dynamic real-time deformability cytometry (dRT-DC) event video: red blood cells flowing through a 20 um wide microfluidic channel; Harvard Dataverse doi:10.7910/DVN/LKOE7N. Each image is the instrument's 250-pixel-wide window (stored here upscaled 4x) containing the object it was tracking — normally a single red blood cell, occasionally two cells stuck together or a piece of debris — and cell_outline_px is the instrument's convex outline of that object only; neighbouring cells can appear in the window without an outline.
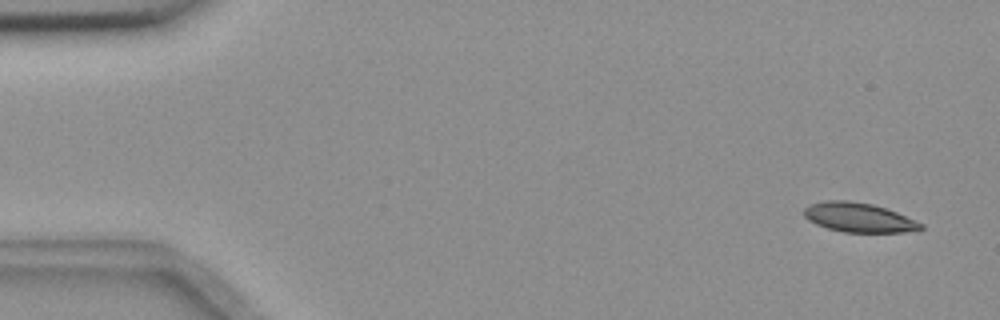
{"species": "common noctule bat (a hibernating species)", "species_latin": "Nyctalus noctula", "temperature_condition": "room temperature", "stored_images_in_passage": 6, "camera_frame_rate_fps": 3000, "um_per_image_px": 0.085, "animal": {"sex": "female", "body_mass_g": 18.4}, "frame": {"image": 1, "passage_image": 1, "time_ms": 0.0, "image_size_px": [1000, 320], "cell_outline_px": [[924, 228], [904, 232], [844, 232], [828, 228], [816, 224], [808, 220], [804, 216], [804, 208], [808, 204], [824, 200], [848, 200], [872, 204], [896, 212], [924, 224]], "centroid_in_image_um": [72.95, 18.47], "position_along_channel_um": 12.0, "area_um2": 19.94}}